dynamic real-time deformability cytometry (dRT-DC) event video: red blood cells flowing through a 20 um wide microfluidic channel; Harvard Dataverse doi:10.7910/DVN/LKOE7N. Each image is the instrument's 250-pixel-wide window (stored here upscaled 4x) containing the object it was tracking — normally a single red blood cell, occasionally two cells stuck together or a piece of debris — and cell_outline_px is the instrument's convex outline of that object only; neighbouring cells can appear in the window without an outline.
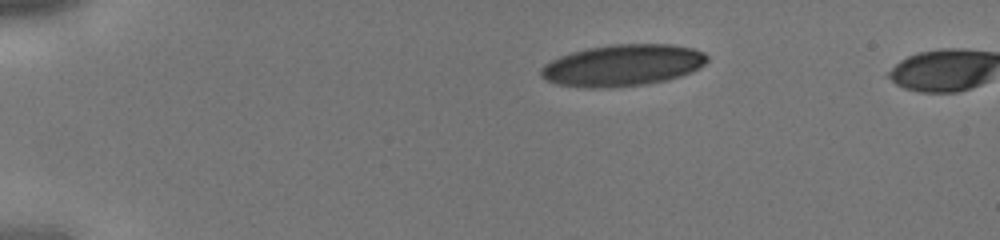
{"species": "human", "species_latin": "Homo sapiens", "temperature_condition": "cold", "stored_images_in_passage": 3, "camera_frame_rate_fps": 3000, "um_per_image_px": 0.085, "donor": {"sex": "male"}, "frame": {"image": 1, "passage_image": 1, "time_ms": 0.0, "image_size_px": [1000, 240], "cell_outline_px": [[708, 60], [700, 68], [692, 72], [668, 80], [648, 84], [608, 88], [588, 88], [556, 84], [540, 76], [540, 68], [544, 64], [560, 56], [572, 52], [588, 48], [612, 44], [672, 44], [692, 48], [704, 52], [708, 56]], "centroid_in_image_um": [52.94, 5.56], "position_along_channel_um": 32.1, "area_um2": 40.58}}